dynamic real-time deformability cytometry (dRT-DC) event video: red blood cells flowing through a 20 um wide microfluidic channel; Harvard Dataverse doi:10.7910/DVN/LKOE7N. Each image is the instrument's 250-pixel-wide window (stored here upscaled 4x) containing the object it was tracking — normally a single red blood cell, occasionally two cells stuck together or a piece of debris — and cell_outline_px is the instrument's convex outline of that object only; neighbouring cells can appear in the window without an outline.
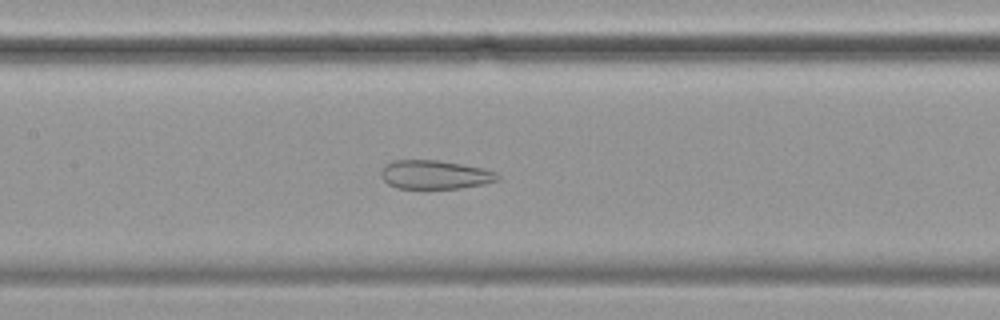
{"species": "common noctule bat (a hibernating species)", "species_latin": "Nyctalus noctula", "temperature_condition": "cold", "stored_images_in_passage": 53, "camera_frame_rate_fps": 3000, "um_per_image_px": 0.085, "animal": {"sex": "female", "body_mass_g": 19.9}, "frame": {"image": 1, "passage_image": 27, "time_ms": 8.667, "image_size_px": [1000, 320], "cell_outline_px": [[500, 176], [496, 180], [484, 184], [460, 188], [396, 188], [388, 184], [380, 176], [380, 172], [384, 164], [392, 160], [440, 160], [484, 168], [496, 172]], "centroid_in_image_um": [36.93, 14.83], "position_along_channel_um": 170.5, "area_um2": 19.65}}
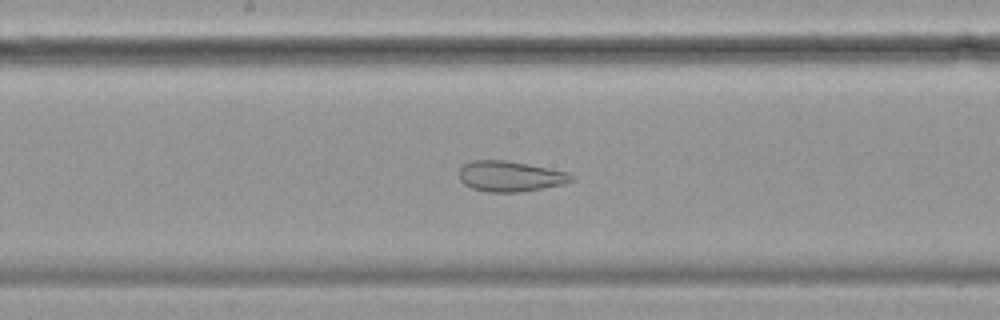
{"frame": {"image": 2, "passage_image": 30, "time_ms": 9.667, "image_size_px": [1000, 320], "cell_outline_px": [[572, 180], [564, 184], [520, 192], [488, 192], [472, 188], [464, 184], [460, 180], [460, 168], [464, 164], [472, 160], [504, 160], [548, 168], [568, 172], [572, 176]], "centroid_in_image_um": [43.34, 14.99], "position_along_channel_um": 204.9, "area_um2": 19.77}}
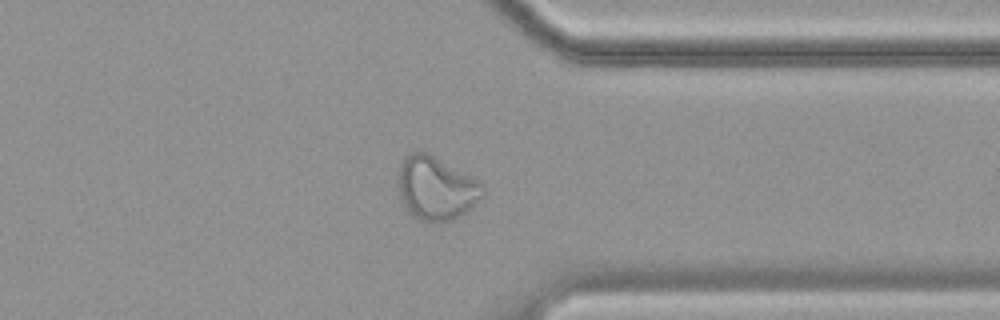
{"frame": {"image": 3, "passage_image": 45, "time_ms": 14.667, "image_size_px": [1000, 320], "cell_outline_px": [[484, 196], [468, 212], [444, 224], [440, 224], [420, 220], [412, 216], [408, 212], [400, 196], [396, 180], [400, 164], [412, 152], [424, 152], [432, 156], [484, 184]], "centroid_in_image_um": [37.07, 16.08], "position_along_channel_um": 374.3, "area_um2": 31.33}}